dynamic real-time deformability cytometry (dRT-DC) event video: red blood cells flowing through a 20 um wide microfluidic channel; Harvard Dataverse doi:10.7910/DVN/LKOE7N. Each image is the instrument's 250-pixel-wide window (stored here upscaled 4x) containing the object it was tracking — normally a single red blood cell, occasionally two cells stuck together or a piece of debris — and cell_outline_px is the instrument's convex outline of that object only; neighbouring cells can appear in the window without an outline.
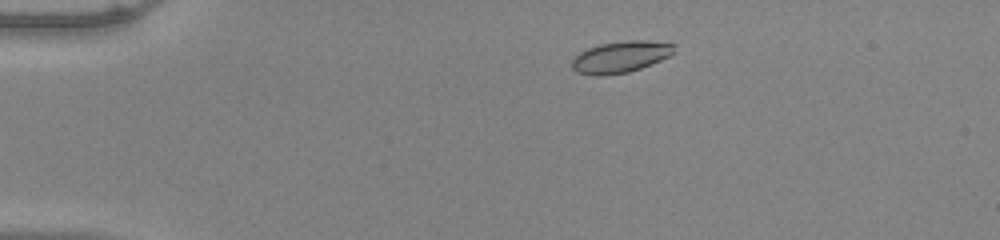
{"species": "common noctule bat (a hibernating species)", "species_latin": "Nyctalus noctula", "temperature_condition": "warm", "stored_images_in_passage": 48, "camera_frame_rate_fps": 3000, "um_per_image_px": 0.085, "animal": {"sex": "male", "body_mass_g": 20.0, "forearm_length_mm": 53.3}, "frame": {"image": 1, "passage_image": 6, "time_ms": 1.667, "image_size_px": [1000, 240], "cell_outline_px": [[676, 44], [672, 52], [668, 56], [660, 60], [640, 68], [628, 72], [600, 76], [596, 76], [576, 72], [572, 68], [572, 60], [580, 52], [588, 48], [600, 44], [632, 40], [640, 40]], "centroid_in_image_um": [52.71, 4.84], "position_along_channel_um": 32.3, "area_um2": 18.44}}
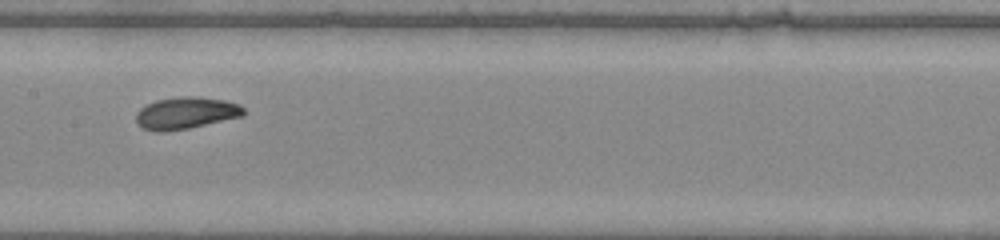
{"frame": {"image": 2, "passage_image": 23, "time_ms": 7.333, "image_size_px": [1000, 240], "cell_outline_px": [[244, 116], [188, 128], [164, 132], [156, 132], [144, 128], [136, 120], [136, 112], [140, 108], [156, 100], [180, 96], [196, 96], [224, 100], [240, 104], [244, 108]], "centroid_in_image_um": [15.82, 9.6], "position_along_channel_um": 191.6, "area_um2": 20.0}}
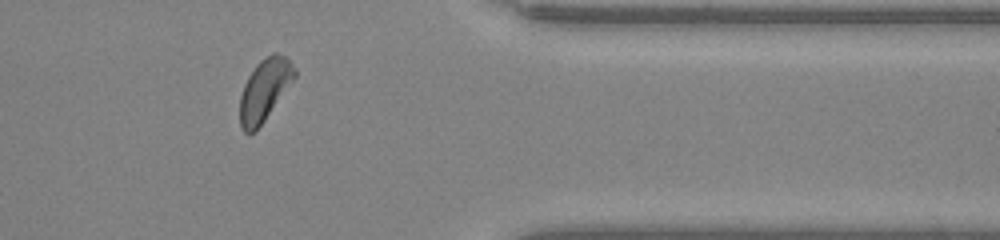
{"frame": {"image": 3, "passage_image": 39, "time_ms": 12.667, "image_size_px": [1000, 240], "cell_outline_px": [[296, 76], [256, 132], [244, 132], [240, 128], [240, 96], [244, 84], [248, 76], [256, 64], [260, 60], [272, 52], [276, 52], [288, 56], [296, 68]], "centroid_in_image_um": [22.5, 7.61], "position_along_channel_um": 388.9, "area_um2": 19.88}, "authors_computed_cell_mechanics": {"area_um2": 19.1029, "velocity_mm_per_s": 3.965, "shape_relaxation_time_tau1_ms": 1.9733, "shape_relaxation_time_tau2_ms": 4.7811, "deformation_change_tau1": 0.1211, "deformation_change_tau2": 0.1113}}